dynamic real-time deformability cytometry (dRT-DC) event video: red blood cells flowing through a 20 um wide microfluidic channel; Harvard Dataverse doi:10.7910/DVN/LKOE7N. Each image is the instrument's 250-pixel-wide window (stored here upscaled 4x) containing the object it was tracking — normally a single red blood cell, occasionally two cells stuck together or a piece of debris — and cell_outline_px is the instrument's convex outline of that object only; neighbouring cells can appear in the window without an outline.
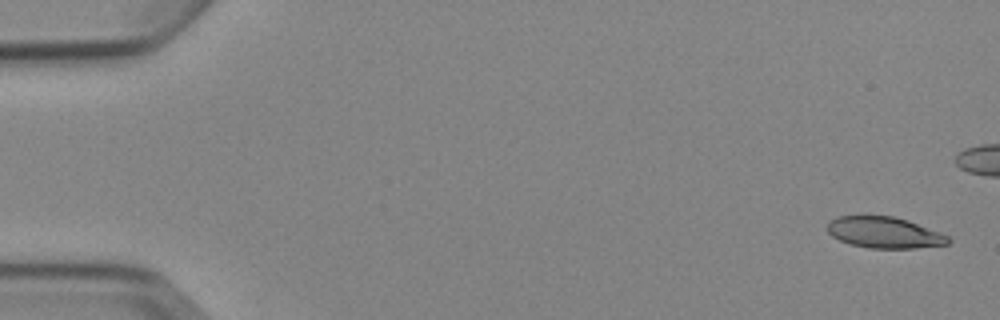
{"species": "Egyptian fruit bat (a non-hibernating species)", "species_latin": "Rousettus aegyptiacus", "temperature_condition": "cold", "stored_images_in_passage": 6, "camera_frame_rate_fps": 3000, "um_per_image_px": 0.085, "animal": {"sex": "female"}, "frame": {"image": 1, "passage_image": 1, "time_ms": 0.0, "image_size_px": [1000, 320], "cell_outline_px": [[952, 240], [948, 244], [916, 248], [868, 248], [852, 244], [840, 240], [832, 236], [828, 232], [828, 220], [836, 216], [860, 212], [892, 216], [908, 220], [948, 236]], "centroid_in_image_um": [75.09, 19.71], "position_along_channel_um": 9.9, "area_um2": 22.66}}
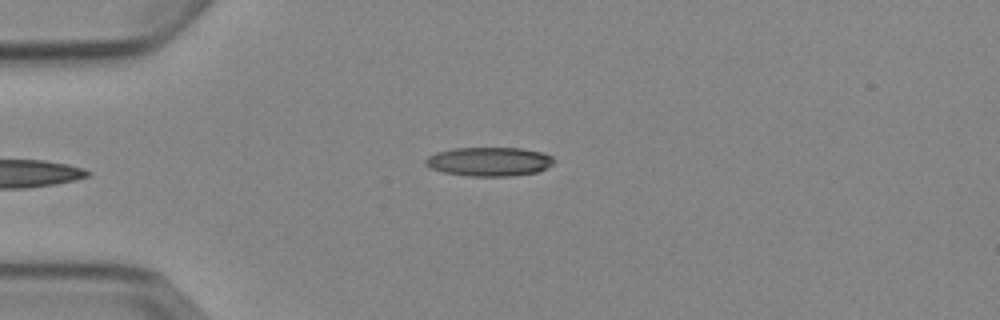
{"frame": {"image": 2, "passage_image": 6, "time_ms": 5.667, "image_size_px": [1000, 320], "cell_outline_px": [[556, 160], [552, 164], [536, 172], [512, 176], [468, 176], [444, 172], [432, 168], [424, 164], [424, 160], [428, 156], [436, 152], [452, 148], [520, 148], [544, 152], [552, 156]], "centroid_in_image_um": [41.58, 13.73], "position_along_channel_um": 43.4, "area_um2": 21.73}}